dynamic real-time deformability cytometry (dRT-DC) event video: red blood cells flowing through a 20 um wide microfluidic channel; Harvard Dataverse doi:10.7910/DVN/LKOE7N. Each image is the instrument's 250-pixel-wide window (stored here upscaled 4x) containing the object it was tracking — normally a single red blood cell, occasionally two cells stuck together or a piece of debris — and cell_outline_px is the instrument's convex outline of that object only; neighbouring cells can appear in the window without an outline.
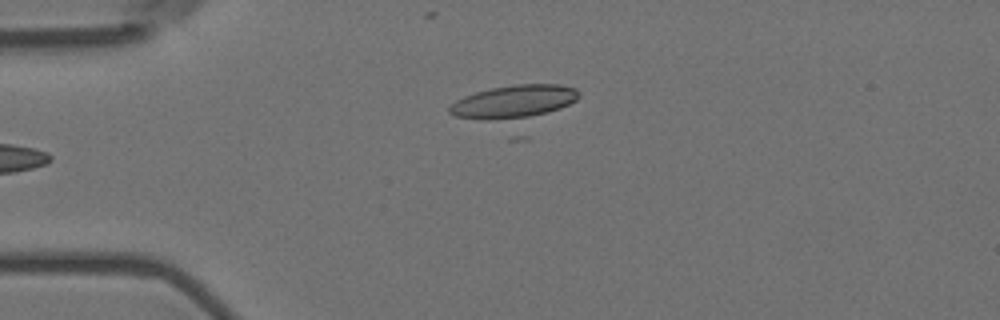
{"species": "Egyptian fruit bat (a non-hibernating species)", "species_latin": "Rousettus aegyptiacus", "temperature_condition": "room temperature", "stored_images_in_passage": 4, "camera_frame_rate_fps": 3000, "um_per_image_px": 0.085, "animal": {"sex": "female"}, "frame": {"image": 1, "passage_image": 4, "time_ms": 1.0, "image_size_px": [1000, 320], "cell_outline_px": [[580, 96], [576, 100], [528, 140], [508, 140], [456, 116], [448, 112], [448, 108], [456, 100], [464, 96], [476, 92], [492, 88], [516, 84], [560, 84], [576, 88], [580, 92]], "centroid_in_image_um": [43.78, 9.21], "position_along_channel_um": 41.2, "area_um2": 34.97}}